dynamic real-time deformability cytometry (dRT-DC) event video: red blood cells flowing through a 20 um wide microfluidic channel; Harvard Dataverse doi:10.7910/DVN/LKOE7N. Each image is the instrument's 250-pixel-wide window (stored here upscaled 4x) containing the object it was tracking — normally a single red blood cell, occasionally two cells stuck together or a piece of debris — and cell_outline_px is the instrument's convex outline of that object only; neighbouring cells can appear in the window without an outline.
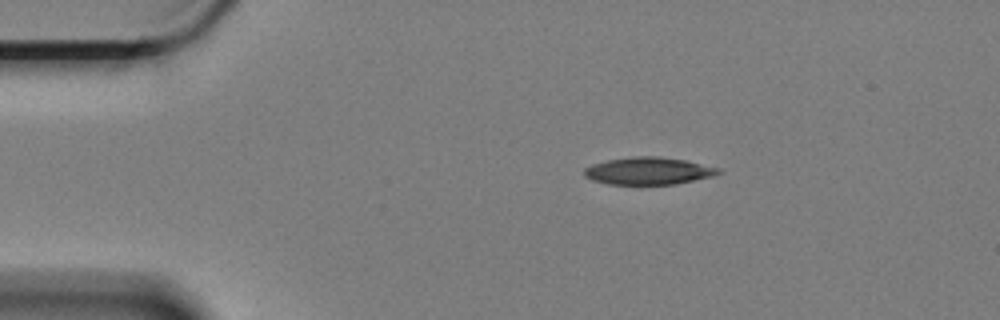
{"species": "Egyptian fruit bat (a non-hibernating species)", "species_latin": "Rousettus aegyptiacus", "temperature_condition": "cold", "stored_images_in_passage": 5, "camera_frame_rate_fps": 3000, "um_per_image_px": 0.085, "animal": {"sex": "female"}, "frame": {"image": 1, "passage_image": 1, "time_ms": 0.0, "image_size_px": [1000, 320], "cell_outline_px": [[724, 172], [712, 176], [676, 184], [608, 184], [592, 180], [584, 176], [584, 168], [592, 164], [608, 160], [632, 156], [656, 156], [684, 160], [720, 168]], "centroid_in_image_um": [55.11, 14.53], "position_along_channel_um": 29.9, "area_um2": 21.33}}
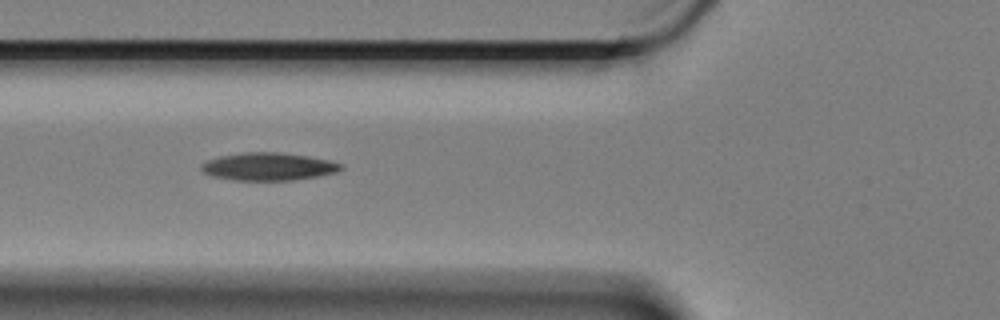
{"frame": {"image": 2, "passage_image": 4, "time_ms": 1.0, "image_size_px": [1000, 320], "cell_outline_px": [[344, 168], [336, 172], [316, 176], [292, 180], [232, 180], [212, 176], [204, 172], [200, 168], [200, 164], [208, 160], [220, 156], [244, 152], [276, 152], [308, 156], [328, 160], [340, 164]], "centroid_in_image_um": [22.77, 14.16], "position_along_channel_um": 103.0, "area_um2": 22.37}}
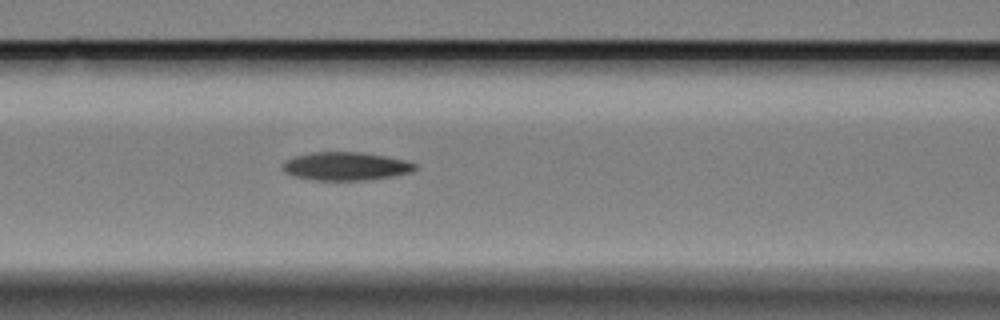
{"frame": {"image": 3, "passage_image": 5, "time_ms": 1.333, "image_size_px": [1000, 320], "cell_outline_px": [[416, 168], [412, 172], [392, 176], [368, 180], [312, 180], [292, 176], [284, 172], [284, 160], [296, 156], [312, 152], [360, 152], [408, 160], [416, 164]], "centroid_in_image_um": [29.39, 14.13], "position_along_channel_um": 137.2, "area_um2": 21.85}}